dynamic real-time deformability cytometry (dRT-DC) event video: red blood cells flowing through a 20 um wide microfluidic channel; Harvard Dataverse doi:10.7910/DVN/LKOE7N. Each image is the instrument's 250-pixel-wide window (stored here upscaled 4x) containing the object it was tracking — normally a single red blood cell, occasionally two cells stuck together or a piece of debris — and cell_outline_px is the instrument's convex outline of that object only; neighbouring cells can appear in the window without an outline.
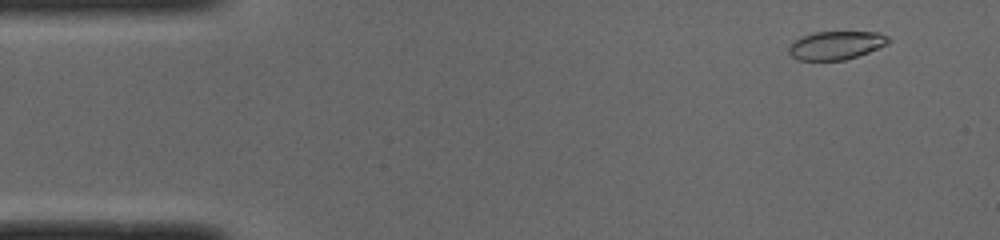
{"species": "common noctule bat (a hibernating species)", "species_latin": "Nyctalus noctula", "temperature_condition": "cold", "stored_images_in_passage": 50, "camera_frame_rate_fps": 3000, "um_per_image_px": 0.085, "animal": {"sex": "male", "body_mass_g": 19.0, "forearm_length_mm": 50.8}, "frame": {"image": 1, "passage_image": 4, "time_ms": 1.0, "image_size_px": [1000, 240], "cell_outline_px": [[892, 40], [888, 44], [868, 52], [844, 60], [796, 60], [788, 52], [788, 48], [792, 40], [812, 32], [880, 32], [888, 36]], "centroid_in_image_um": [71.05, 3.84], "position_along_channel_um": 14.0, "area_um2": 16.65}}
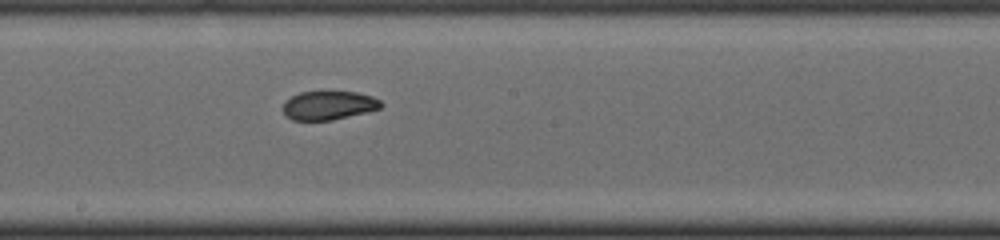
{"frame": {"image": 2, "passage_image": 27, "time_ms": 8.667, "image_size_px": [1000, 240], "cell_outline_px": [[384, 104], [380, 108], [332, 120], [292, 120], [284, 112], [284, 104], [292, 96], [300, 92], [320, 88], [356, 92], [372, 96], [380, 100]], "centroid_in_image_um": [27.95, 8.89], "position_along_channel_um": 220.3, "area_um2": 16.88}}
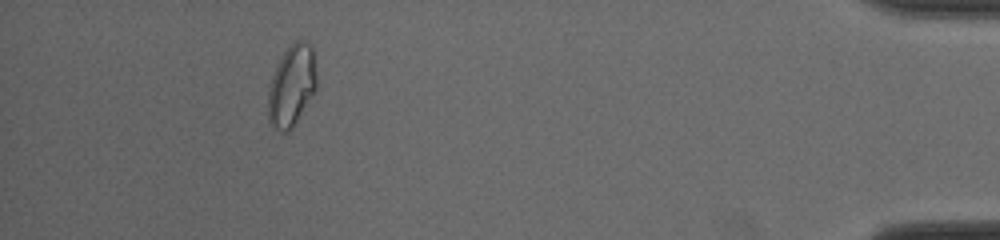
{"frame": {"image": 3, "passage_image": 46, "time_ms": 15.0, "image_size_px": [1000, 240], "cell_outline_px": [[316, 88], [292, 128], [288, 132], [280, 132], [272, 128], [268, 124], [268, 88], [276, 64], [284, 52], [296, 40], [304, 40], [312, 44], [316, 76]], "centroid_in_image_um": [24.76, 7.3], "position_along_channel_um": 410.4, "area_um2": 23.06}, "authors_computed_cell_mechanics": {"area_um2": 17.7157, "velocity_mm_per_s": 3.9881, "shape_relaxation_time_tau1_ms": 2.9768, "shape_relaxation_time_tau2_ms": 2.115, "deformation_change_tau1": 0.1274, "deformation_change_tau2": 0.0705}}